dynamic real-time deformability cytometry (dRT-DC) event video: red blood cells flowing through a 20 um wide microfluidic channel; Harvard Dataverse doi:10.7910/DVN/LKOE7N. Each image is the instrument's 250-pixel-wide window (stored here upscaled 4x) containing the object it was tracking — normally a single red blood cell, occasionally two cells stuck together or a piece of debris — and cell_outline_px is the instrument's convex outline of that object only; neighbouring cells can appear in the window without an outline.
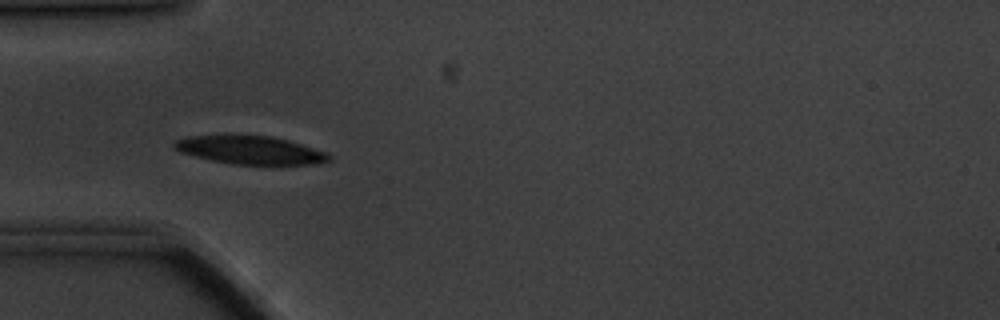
{"species": "common noctule bat (a hibernating species)", "species_latin": "Nyctalus noctula", "temperature_condition": "cold", "stored_images_in_passage": 38, "camera_frame_rate_fps": 3000, "um_per_image_px": 0.085, "animal": {"sex": "male", "body_mass_g": 20.1, "forearm_length_mm": 53.5}, "frame": {"image": 1, "passage_image": 1, "time_ms": 0.0, "image_size_px": [1000, 320], "cell_outline_px": [[332, 160], [320, 164], [232, 164], [212, 160], [180, 152], [172, 144], [176, 140], [188, 136], [220, 132], [272, 136], [288, 140], [328, 152], [332, 156]], "centroid_in_image_um": [21.26, 12.71], "position_along_channel_um": 63.7, "area_um2": 26.36}}
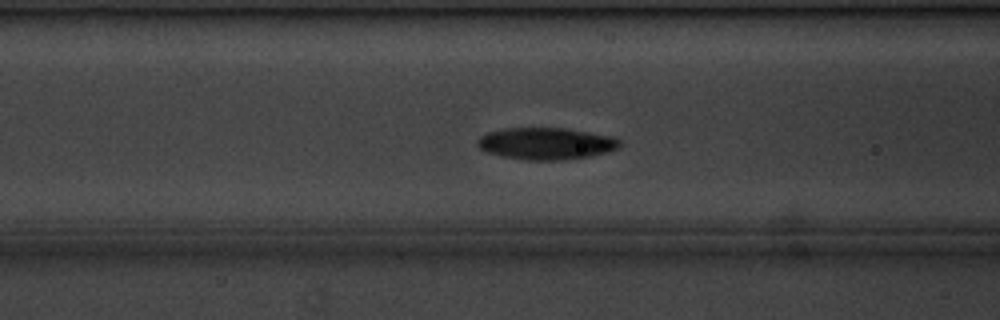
{"frame": {"image": 2, "passage_image": 6, "time_ms": 1.667, "image_size_px": [1000, 320], "cell_outline_px": [[620, 148], [608, 152], [588, 156], [556, 160], [528, 160], [500, 156], [488, 152], [480, 148], [476, 144], [476, 140], [480, 136], [488, 132], [504, 128], [564, 128], [612, 136], [620, 140]], "centroid_in_image_um": [46.4, 12.19], "position_along_channel_um": 120.2, "area_um2": 26.36}}
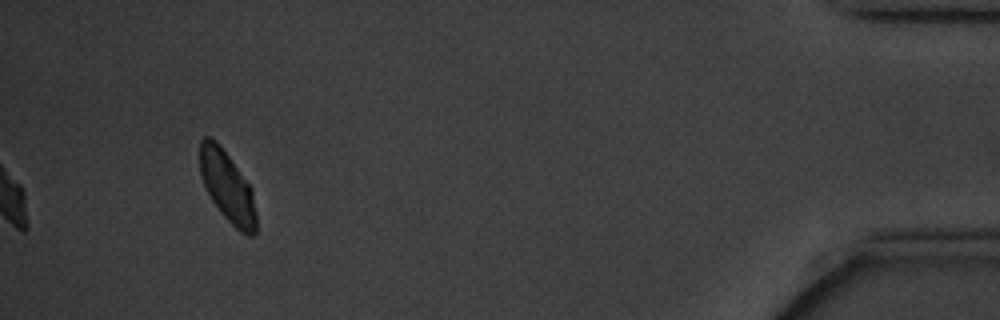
{"frame": {"image": 3, "passage_image": 38, "time_ms": 12.333, "image_size_px": [1000, 320], "cell_outline_px": [[256, 236], [248, 236], [240, 232], [220, 212], [212, 200], [200, 176], [200, 140], [204, 136], [208, 136], [216, 140], [220, 144], [252, 188], [256, 212]], "centroid_in_image_um": [19.34, 15.87], "position_along_channel_um": 415.9, "area_um2": 23.29}}